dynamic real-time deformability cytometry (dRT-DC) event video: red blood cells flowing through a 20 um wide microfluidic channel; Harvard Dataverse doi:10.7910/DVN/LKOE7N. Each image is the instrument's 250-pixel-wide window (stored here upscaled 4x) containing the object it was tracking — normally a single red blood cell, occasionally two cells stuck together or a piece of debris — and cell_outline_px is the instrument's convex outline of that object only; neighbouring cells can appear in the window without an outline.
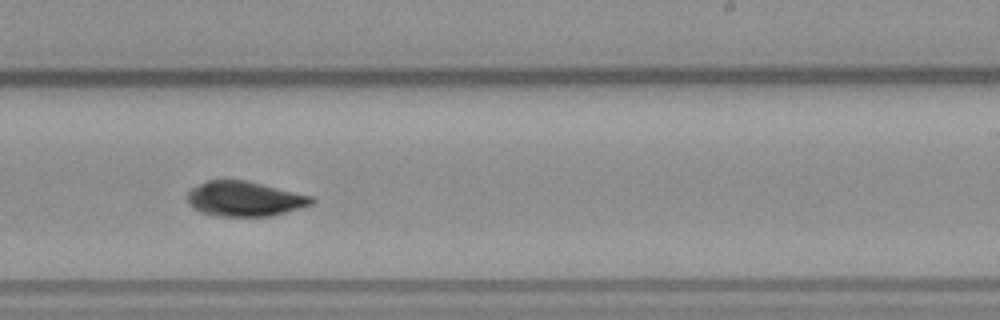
{"species": "common noctule bat (a hibernating species)", "species_latin": "Nyctalus noctula", "temperature_condition": "warm", "stored_images_in_passage": 38, "camera_frame_rate_fps": 3000, "um_per_image_px": 0.085, "animal": {"sex": "male", "body_mass_g": 23.1, "forearm_length_mm": 52.7}, "frame": {"image": 1, "passage_image": 22, "time_ms": 7.0, "image_size_px": [1000, 320], "cell_outline_px": [[316, 200], [312, 204], [272, 216], [216, 216], [200, 212], [192, 208], [188, 204], [188, 192], [192, 188], [208, 180], [248, 180], [312, 196]], "centroid_in_image_um": [20.78, 16.9], "position_along_channel_um": 268.2, "area_um2": 25.32}}